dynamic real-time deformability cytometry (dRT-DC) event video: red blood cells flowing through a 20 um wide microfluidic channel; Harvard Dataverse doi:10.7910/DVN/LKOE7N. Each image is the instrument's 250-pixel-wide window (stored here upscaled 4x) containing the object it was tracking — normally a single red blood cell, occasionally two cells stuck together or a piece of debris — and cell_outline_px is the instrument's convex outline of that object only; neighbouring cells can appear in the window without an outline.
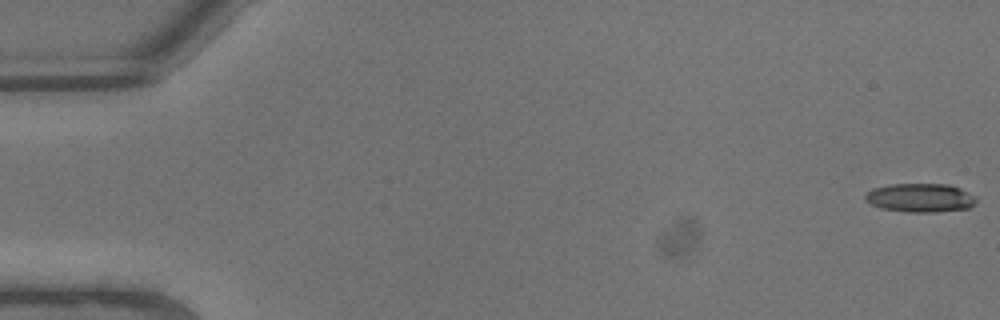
{"species": "common noctule bat (a hibernating species)", "species_latin": "Nyctalus noctula", "temperature_condition": "warm", "stored_images_in_passage": 7, "camera_frame_rate_fps": 3000, "um_per_image_px": 0.085, "animal": {"sex": "male", "body_mass_g": 13.3}, "frame": {"image": 1, "passage_image": 1, "time_ms": 0.0, "image_size_px": [1000, 320], "cell_outline_px": [[976, 204], [968, 208], [936, 212], [908, 212], [880, 208], [864, 200], [864, 196], [872, 188], [888, 184], [948, 184], [960, 188], [976, 196]], "centroid_in_image_um": [78.22, 16.81], "position_along_channel_um": 6.8, "area_um2": 18.73}}
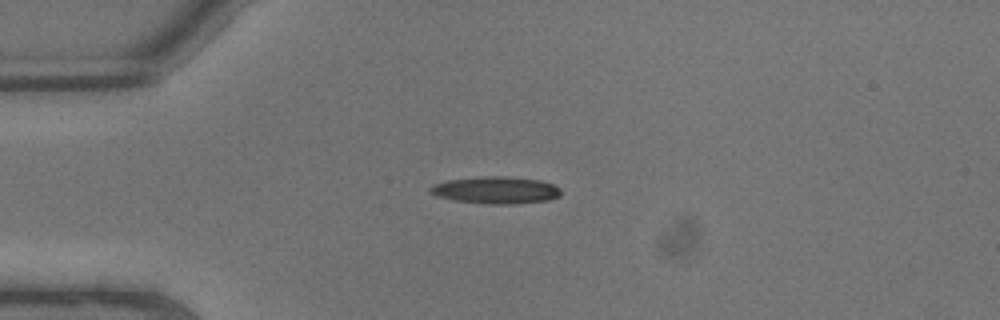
{"frame": {"image": 2, "passage_image": 6, "time_ms": 1.667, "image_size_px": [1000, 320], "cell_outline_px": [[560, 196], [548, 200], [516, 204], [488, 204], [452, 200], [436, 196], [428, 192], [428, 188], [432, 184], [448, 180], [488, 176], [504, 176], [540, 180], [552, 184], [560, 188]], "centroid_in_image_um": [42.11, 16.17], "position_along_channel_um": 42.9, "area_um2": 20.75}}